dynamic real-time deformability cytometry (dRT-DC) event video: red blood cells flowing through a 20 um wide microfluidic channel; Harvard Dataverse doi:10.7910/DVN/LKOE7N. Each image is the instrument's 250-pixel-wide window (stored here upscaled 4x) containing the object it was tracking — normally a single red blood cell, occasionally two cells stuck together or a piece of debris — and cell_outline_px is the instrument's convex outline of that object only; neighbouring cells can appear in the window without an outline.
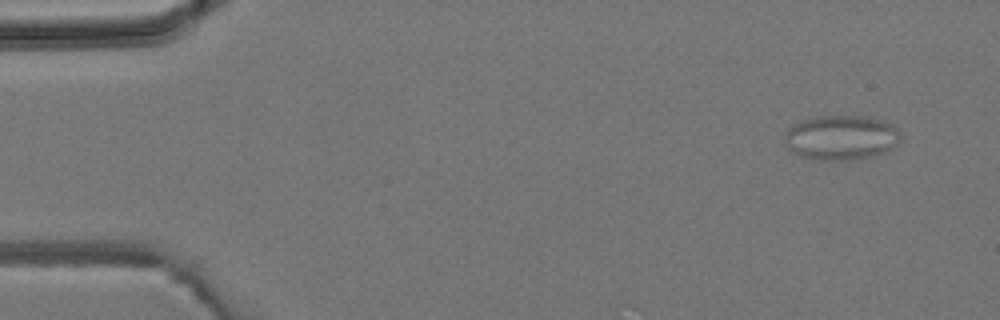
{"species": "common noctule bat (a hibernating species)", "species_latin": "Nyctalus noctula", "temperature_condition": "room temperature", "stored_images_in_passage": 4, "camera_frame_rate_fps": 3000, "um_per_image_px": 0.085, "animal": {"sex": "male", "body_mass_g": 19.2, "forearm_length_mm": 51.8}, "frame": {"image": 1, "passage_image": 1, "time_ms": 0.0, "image_size_px": [1000, 320], "cell_outline_px": [[900, 136], [896, 144], [892, 148], [884, 152], [872, 156], [848, 160], [820, 160], [800, 156], [792, 152], [784, 144], [784, 132], [792, 124], [804, 120], [820, 116], [864, 116], [884, 120], [892, 124], [896, 128]], "centroid_in_image_um": [71.45, 11.69], "position_along_channel_um": 13.5, "area_um2": 30.29}}
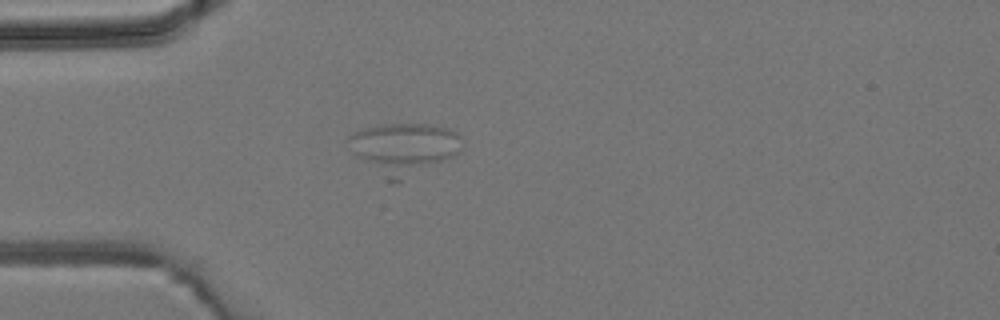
{"frame": {"image": 2, "passage_image": 4, "time_ms": 3.333, "image_size_px": [1000, 320], "cell_outline_px": [[460, 152], [456, 156], [396, 184], [388, 180], [356, 156], [352, 152], [348, 136], [356, 132], [380, 124], [424, 124], [448, 128], [456, 132], [460, 136]], "centroid_in_image_um": [34.37, 12.63], "position_along_channel_um": 50.6, "area_um2": 33.52}}